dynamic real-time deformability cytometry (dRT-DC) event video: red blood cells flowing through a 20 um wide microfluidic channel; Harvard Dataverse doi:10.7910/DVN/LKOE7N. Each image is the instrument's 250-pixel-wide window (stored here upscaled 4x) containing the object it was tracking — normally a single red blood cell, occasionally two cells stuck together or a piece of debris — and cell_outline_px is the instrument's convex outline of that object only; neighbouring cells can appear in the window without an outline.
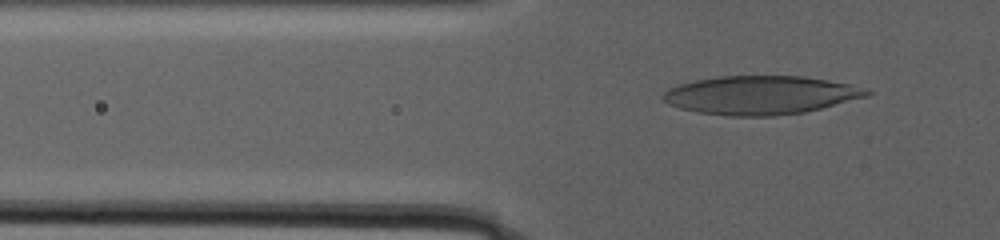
{"species": "human", "species_latin": "Homo sapiens", "temperature_condition": "warm", "stored_images_in_passage": 74, "camera_frame_rate_fps": 3000, "um_per_image_px": 0.085, "donor": {"sex": "male"}, "frame": {"image": 1, "passage_image": 19, "time_ms": 6.0, "image_size_px": [1000, 240], "cell_outline_px": [[872, 92], [868, 96], [804, 112], [776, 116], [728, 116], [696, 112], [680, 108], [668, 104], [660, 96], [668, 88], [680, 84], [696, 80], [720, 76], [804, 76], [828, 80], [872, 88]], "centroid_in_image_um": [64.67, 8.08], "position_along_channel_um": 61.1, "area_um2": 46.01}}
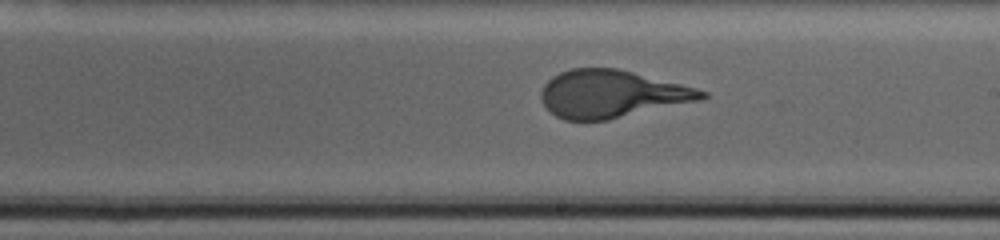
{"frame": {"image": 2, "passage_image": 47, "time_ms": 15.333, "image_size_px": [1000, 240], "cell_outline_px": [[708, 96], [704, 100], [608, 120], [564, 120], [556, 116], [540, 100], [540, 92], [544, 84], [552, 76], [560, 72], [572, 68], [616, 68], [696, 88], [708, 92]], "centroid_in_image_um": [52.0, 7.99], "position_along_channel_um": 237.0, "area_um2": 44.56}}
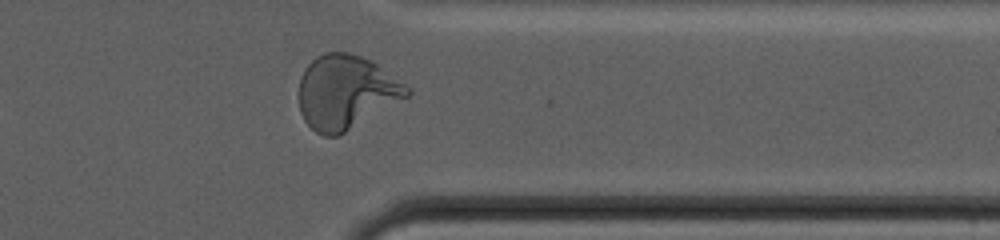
{"frame": {"image": 3, "passage_image": 68, "time_ms": 22.333, "image_size_px": [1000, 240], "cell_outline_px": [[412, 92], [408, 96], [340, 136], [324, 136], [316, 132], [304, 120], [300, 112], [300, 76], [304, 68], [316, 56], [324, 52], [348, 52], [372, 60], [404, 84]], "centroid_in_image_um": [29.39, 7.83], "position_along_channel_um": 382.0, "area_um2": 46.41}}